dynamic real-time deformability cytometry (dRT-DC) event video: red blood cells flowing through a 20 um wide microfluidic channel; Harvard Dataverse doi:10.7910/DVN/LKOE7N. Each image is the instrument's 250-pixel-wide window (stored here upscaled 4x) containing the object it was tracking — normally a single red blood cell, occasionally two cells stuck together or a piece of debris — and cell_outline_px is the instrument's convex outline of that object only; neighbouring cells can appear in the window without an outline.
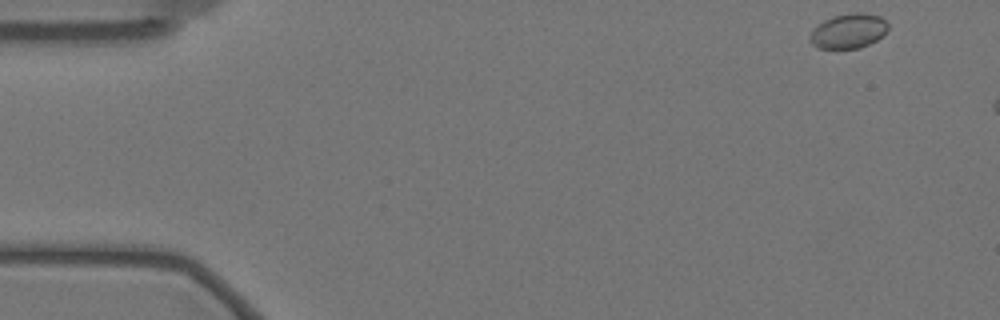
{"species": "Egyptian fruit bat (a non-hibernating species)", "species_latin": "Rousettus aegyptiacus", "temperature_condition": "warm", "stored_images_in_passage": 8, "camera_frame_rate_fps": 3000, "um_per_image_px": 0.085, "animal": {"sex": "female"}, "frame": {"image": 1, "passage_image": 1, "time_ms": 0.0, "image_size_px": [1000, 320], "cell_outline_px": [[888, 28], [876, 40], [860, 48], [816, 48], [808, 40], [816, 24], [832, 16], [856, 12], [864, 12], [880, 16], [888, 24]], "centroid_in_image_um": [72.09, 2.62], "position_along_channel_um": 12.9, "area_um2": 15.78}}